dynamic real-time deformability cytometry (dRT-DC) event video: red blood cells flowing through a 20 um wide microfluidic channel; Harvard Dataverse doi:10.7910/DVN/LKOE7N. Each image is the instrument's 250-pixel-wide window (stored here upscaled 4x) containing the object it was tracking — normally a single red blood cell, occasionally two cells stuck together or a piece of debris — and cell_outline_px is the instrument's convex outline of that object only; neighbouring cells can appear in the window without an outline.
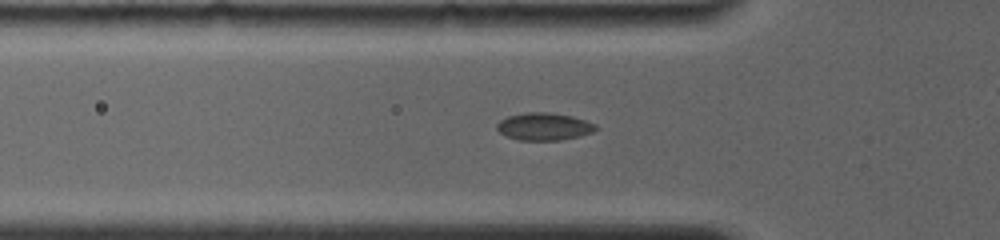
{"species": "common noctule bat (a hibernating species)", "species_latin": "Nyctalus noctula", "temperature_condition": "room temperature", "stored_images_in_passage": 17, "segment_of_instrument_passage": [1, 2], "camera_frame_rate_fps": 4000, "um_per_image_px": 0.085, "animal": {"sex": "female", "body_mass_g": 19.0, "forearm_length_mm": 56.7}, "frame": {"image": 1, "passage_image": 15, "time_ms": 5.0, "image_size_px": [1000, 240], "cell_outline_px": [[600, 128], [592, 132], [580, 136], [560, 140], [520, 140], [504, 136], [496, 128], [496, 124], [500, 120], [508, 116], [524, 112], [548, 112], [572, 116], [596, 124]], "centroid_in_image_um": [46.24, 10.75], "position_along_channel_um": 79.6, "area_um2": 15.95}}